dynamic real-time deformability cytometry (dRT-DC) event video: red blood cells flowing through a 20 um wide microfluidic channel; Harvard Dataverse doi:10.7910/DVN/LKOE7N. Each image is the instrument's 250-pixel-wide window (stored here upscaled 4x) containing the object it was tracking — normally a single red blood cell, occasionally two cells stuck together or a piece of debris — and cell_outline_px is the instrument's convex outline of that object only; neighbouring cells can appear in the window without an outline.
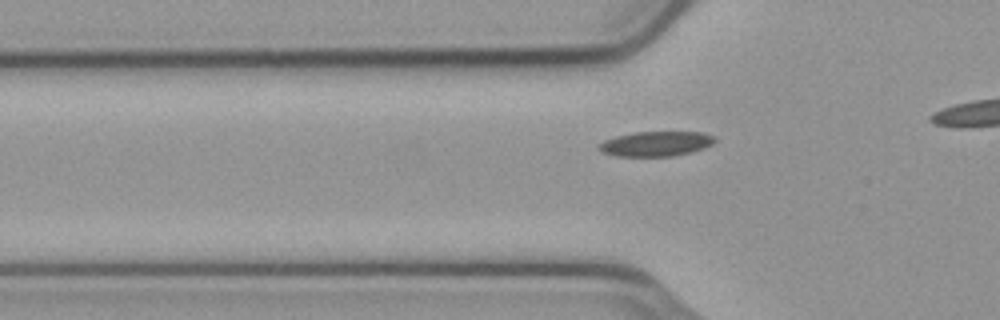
{"species": "common noctule bat (a hibernating species)", "species_latin": "Nyctalus noctula", "temperature_condition": "cold", "stored_images_in_passage": 24, "camera_frame_rate_fps": 3000, "um_per_image_px": 0.085, "animal": {"sex": "male", "body_mass_g": 23.1, "forearm_length_mm": 52.7}, "frame": {"image": 1, "passage_image": 8, "time_ms": 2.333, "image_size_px": [1000, 320], "cell_outline_px": [[716, 140], [712, 144], [704, 148], [672, 156], [616, 156], [600, 152], [596, 148], [596, 144], [604, 140], [616, 136], [632, 132], [704, 132], [716, 136]], "centroid_in_image_um": [55.7, 12.21], "position_along_channel_um": 70.1, "area_um2": 16.99}}
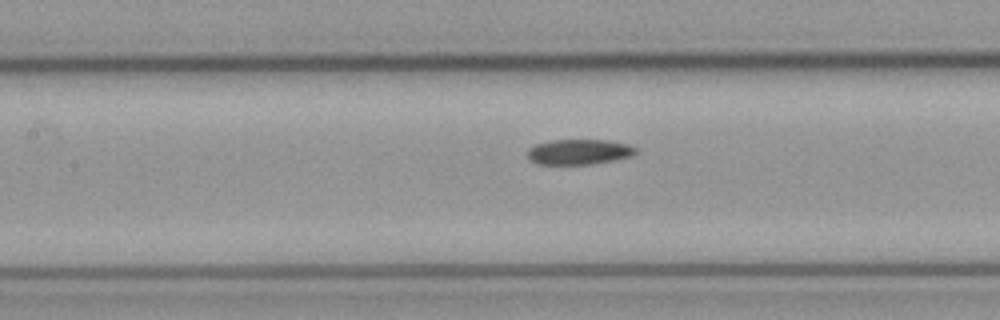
{"frame": {"image": 2, "passage_image": 15, "time_ms": 4.667, "image_size_px": [1000, 320], "cell_outline_px": [[636, 152], [628, 156], [612, 160], [592, 164], [536, 164], [528, 160], [528, 148], [536, 144], [548, 140], [608, 140], [628, 144], [636, 148]], "centroid_in_image_um": [49.14, 12.9], "position_along_channel_um": 158.3, "area_um2": 15.9}}
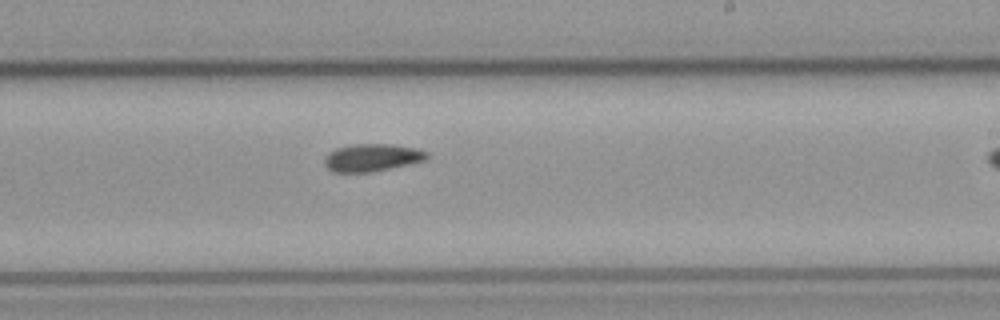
{"frame": {"image": 3, "passage_image": 23, "time_ms": 7.333, "image_size_px": [1000, 320], "cell_outline_px": [[428, 156], [424, 160], [372, 172], [332, 172], [324, 164], [324, 160], [328, 152], [336, 148], [352, 144], [392, 144], [416, 148], [428, 152]], "centroid_in_image_um": [31.58, 13.39], "position_along_channel_um": 257.4, "area_um2": 16.36}}